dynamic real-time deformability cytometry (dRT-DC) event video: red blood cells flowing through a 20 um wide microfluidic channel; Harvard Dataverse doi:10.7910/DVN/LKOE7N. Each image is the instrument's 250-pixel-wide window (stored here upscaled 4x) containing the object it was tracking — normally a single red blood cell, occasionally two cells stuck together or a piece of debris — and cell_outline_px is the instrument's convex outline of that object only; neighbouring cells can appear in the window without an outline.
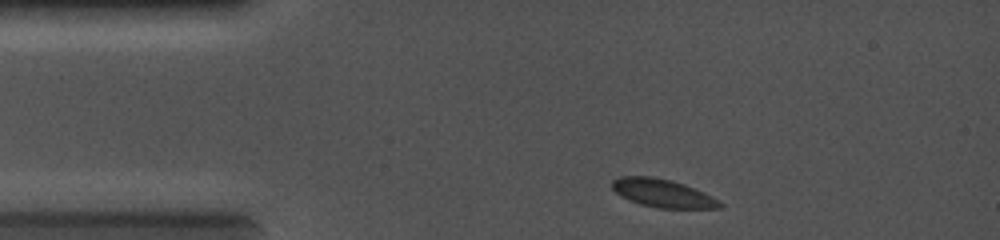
{"species": "common noctule bat (a hibernating species)", "species_latin": "Nyctalus noctula", "temperature_condition": "cold", "stored_images_in_passage": 14, "camera_frame_rate_fps": 5000, "um_per_image_px": 0.085, "animal": {"sex": "female", "body_mass_g": 19.0, "forearm_length_mm": 56.7}, "frame": {"image": 1, "passage_image": 1, "time_ms": 0.0, "image_size_px": [1000, 240], "cell_outline_px": [[724, 204], [720, 208], [656, 208], [640, 204], [628, 200], [620, 196], [612, 188], [612, 180], [620, 176], [652, 176], [672, 180], [684, 184], [704, 192], [720, 200]], "centroid_in_image_um": [56.33, 16.42], "position_along_channel_um": 28.7, "area_um2": 17.86}}
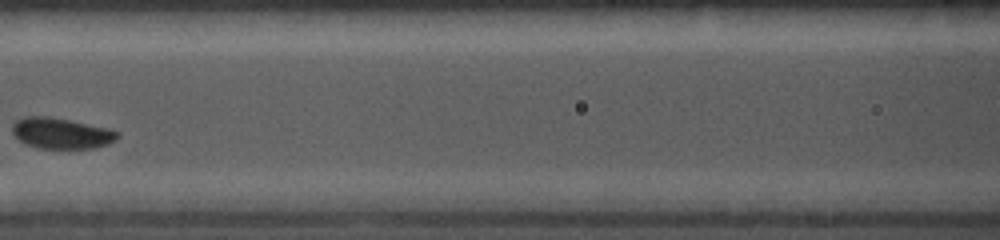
{"frame": {"image": 2, "passage_image": 11, "time_ms": 3.8, "image_size_px": [1000, 240], "cell_outline_px": [[120, 136], [116, 140], [108, 144], [96, 148], [36, 148], [24, 144], [12, 132], [12, 124], [16, 120], [24, 116], [48, 116], [108, 128], [120, 132]], "centroid_in_image_um": [5.21, 11.33], "position_along_channel_um": 161.4, "area_um2": 19.02}}
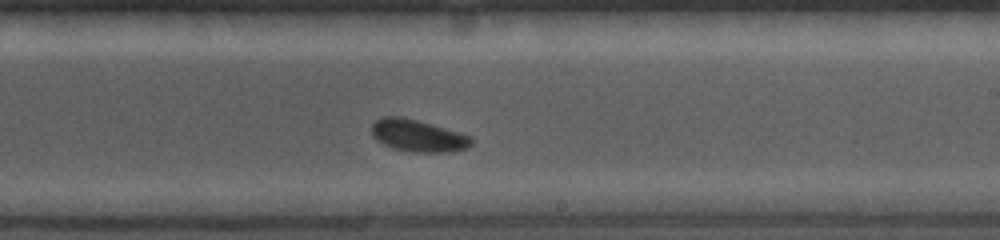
{"frame": {"image": 3, "passage_image": 14, "time_ms": 5.8, "image_size_px": [1000, 240], "cell_outline_px": [[472, 144], [464, 148], [452, 152], [412, 152], [392, 148], [376, 140], [372, 136], [372, 124], [376, 120], [384, 116], [400, 116], [416, 120], [460, 132], [472, 136]], "centroid_in_image_um": [35.51, 11.54], "position_along_channel_um": 253.5, "area_um2": 18.61}}